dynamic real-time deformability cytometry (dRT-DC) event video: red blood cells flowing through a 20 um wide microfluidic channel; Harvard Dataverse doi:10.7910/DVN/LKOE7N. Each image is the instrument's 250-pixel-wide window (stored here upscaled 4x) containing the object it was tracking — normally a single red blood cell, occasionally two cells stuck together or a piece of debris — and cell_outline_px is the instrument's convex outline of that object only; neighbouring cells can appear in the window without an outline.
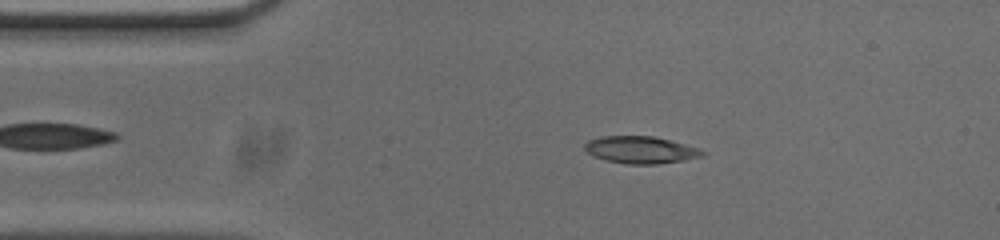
{"species": "common noctule bat (a hibernating species)", "species_latin": "Nyctalus noctula", "temperature_condition": "cold", "stored_images_in_passage": 47, "camera_frame_rate_fps": 3000, "um_per_image_px": 0.085, "animal": {"sex": "male", "body_mass_g": 20.0, "forearm_length_mm": 53.3}, "frame": {"image": 1, "passage_image": 8, "time_ms": 2.333, "image_size_px": [1000, 240], "cell_outline_px": [[704, 156], [684, 160], [660, 164], [628, 164], [604, 160], [592, 156], [584, 148], [584, 144], [588, 140], [600, 136], [652, 136], [700, 148], [704, 152]], "centroid_in_image_um": [54.43, 12.74], "position_along_channel_um": 30.6, "area_um2": 18.67}}
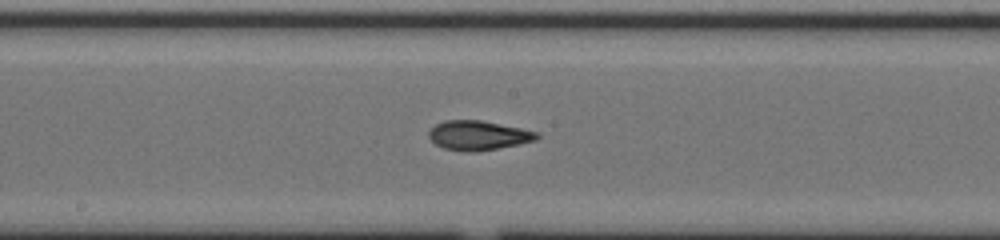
{"frame": {"image": 2, "passage_image": 25, "time_ms": 8.0, "image_size_px": [1000, 240], "cell_outline_px": [[540, 136], [536, 140], [476, 152], [468, 152], [444, 148], [436, 144], [428, 136], [428, 132], [436, 124], [444, 120], [480, 120], [540, 132]], "centroid_in_image_um": [40.65, 11.5], "position_along_channel_um": 207.6, "area_um2": 18.32}}
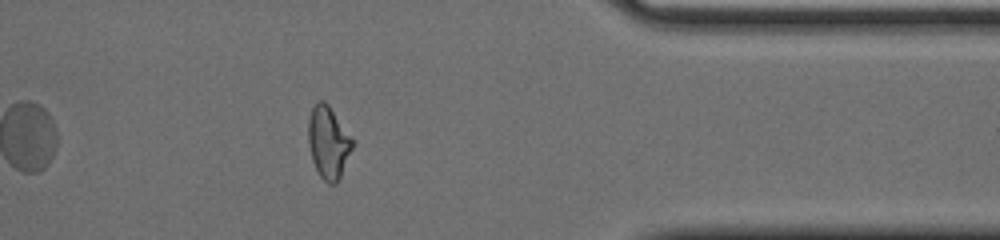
{"frame": {"image": 3, "passage_image": 41, "time_ms": 13.333, "image_size_px": [1000, 240], "cell_outline_px": [[356, 140], [340, 176], [336, 184], [328, 184], [320, 176], [312, 160], [308, 144], [308, 120], [312, 108], [320, 100], [324, 100], [328, 104]], "centroid_in_image_um": [27.93, 12.09], "position_along_channel_um": 383.5, "area_um2": 18.79}, "authors_computed_cell_mechanics": {"area_um2": 18.3226, "velocity_mm_per_s": 3.7189, "shape_relaxation_time_tau1_ms": null, "shape_relaxation_time_tau2_ms": 2.4437, "deformation_change_tau1": null, "deformation_change_tau2": 0.0999}}